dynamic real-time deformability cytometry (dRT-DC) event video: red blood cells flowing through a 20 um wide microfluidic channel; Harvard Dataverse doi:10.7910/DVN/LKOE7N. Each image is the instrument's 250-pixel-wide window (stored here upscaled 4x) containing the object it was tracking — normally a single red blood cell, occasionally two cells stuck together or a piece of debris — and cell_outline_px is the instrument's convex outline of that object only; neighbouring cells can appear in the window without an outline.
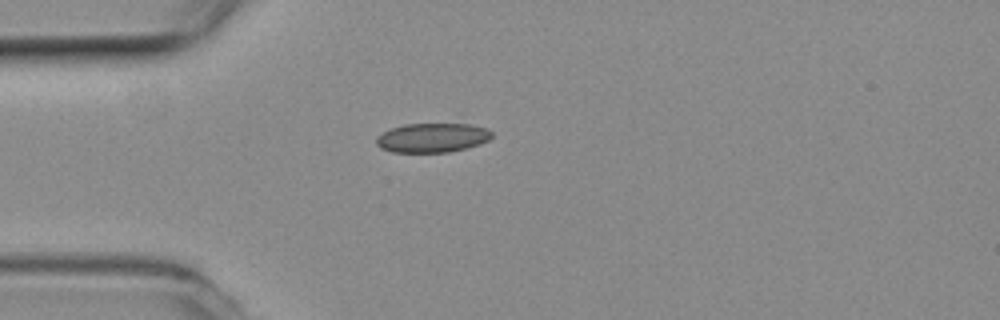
{"species": "common noctule bat (a hibernating species)", "species_latin": "Nyctalus noctula", "temperature_condition": "room temperature", "stored_images_in_passage": 6, "camera_frame_rate_fps": 3000, "um_per_image_px": 0.085, "animal": {"sex": "female", "body_mass_g": 19.3, "forearm_length_mm": 54.1}, "frame": {"image": 1, "passage_image": 6, "time_ms": 1.667, "image_size_px": [1000, 320], "cell_outline_px": [[492, 136], [488, 140], [480, 144], [448, 152], [392, 152], [380, 148], [376, 144], [376, 136], [392, 128], [404, 124], [468, 124], [488, 128], [492, 132]], "centroid_in_image_um": [36.74, 11.7], "position_along_channel_um": 48.3, "area_um2": 19.65}}